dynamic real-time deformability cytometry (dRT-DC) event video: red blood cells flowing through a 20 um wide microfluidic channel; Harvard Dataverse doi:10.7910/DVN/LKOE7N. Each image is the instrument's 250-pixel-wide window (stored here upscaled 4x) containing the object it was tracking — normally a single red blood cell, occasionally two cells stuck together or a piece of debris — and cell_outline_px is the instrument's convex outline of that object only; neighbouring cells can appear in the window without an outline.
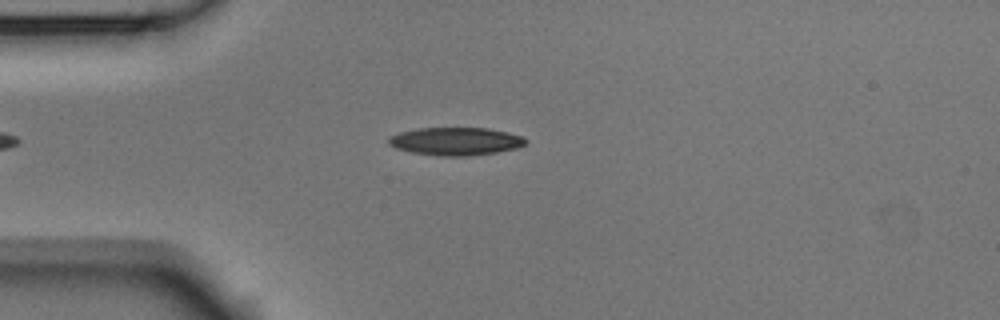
{"species": "Egyptian fruit bat (a non-hibernating species)", "species_latin": "Rousettus aegyptiacus", "temperature_condition": "room temperature", "stored_images_in_passage": 3, "camera_frame_rate_fps": 3000, "um_per_image_px": 0.085, "animal": {"sex": "male"}, "frame": {"image": 1, "passage_image": 3, "time_ms": 0.667, "image_size_px": [1000, 320], "cell_outline_px": [[528, 140], [524, 144], [516, 148], [496, 152], [468, 156], [440, 156], [412, 152], [396, 148], [388, 144], [388, 136], [400, 132], [420, 128], [488, 128], [508, 132], [520, 136]], "centroid_in_image_um": [38.71, 12.01], "position_along_channel_um": 46.3, "area_um2": 22.2}}